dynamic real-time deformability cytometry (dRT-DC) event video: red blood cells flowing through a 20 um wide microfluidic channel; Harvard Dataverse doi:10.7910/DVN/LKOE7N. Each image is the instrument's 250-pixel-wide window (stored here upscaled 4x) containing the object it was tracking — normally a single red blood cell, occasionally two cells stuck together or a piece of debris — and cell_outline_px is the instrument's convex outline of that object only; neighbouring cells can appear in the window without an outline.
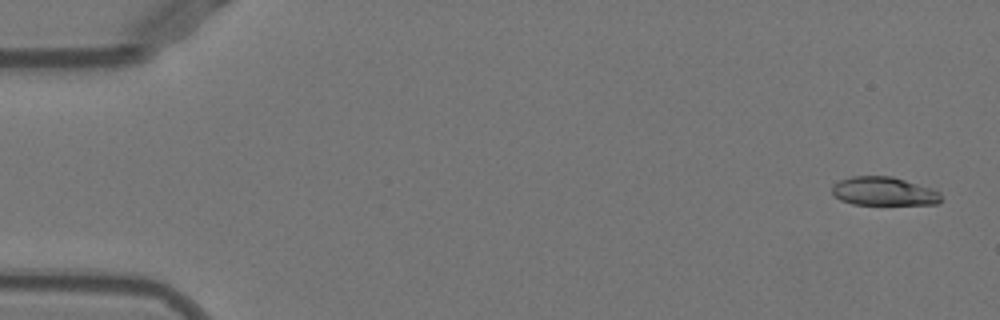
{"species": "Egyptian fruit bat (a non-hibernating species)", "species_latin": "Rousettus aegyptiacus", "temperature_condition": "warm", "stored_images_in_passage": 52, "camera_frame_rate_fps": 3000, "um_per_image_px": 0.085, "animal": {"sex": "female"}, "frame": {"image": 1, "passage_image": 2, "time_ms": 0.333, "image_size_px": [1000, 320], "cell_outline_px": [[940, 200], [936, 204], [852, 204], [840, 200], [832, 192], [832, 184], [840, 180], [852, 176], [892, 176], [932, 188], [940, 192]], "centroid_in_image_um": [75.1, 16.25], "position_along_channel_um": 9.9, "area_um2": 18.09}}
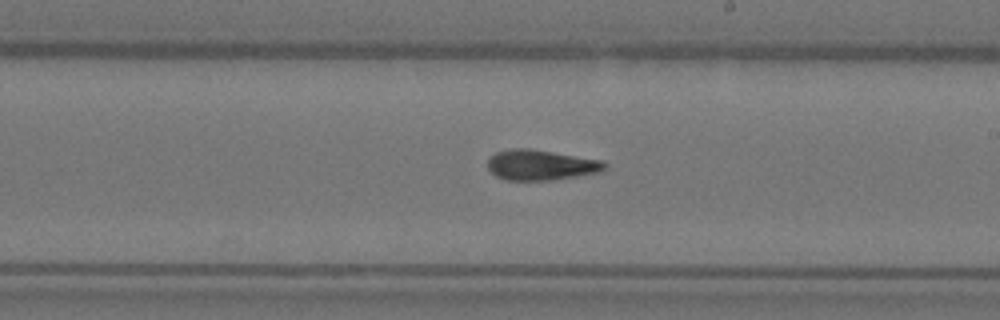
{"frame": {"image": 2, "passage_image": 30, "time_ms": 9.667, "image_size_px": [1000, 320], "cell_outline_px": [[608, 168], [600, 172], [552, 180], [504, 180], [496, 176], [488, 168], [488, 156], [496, 152], [512, 148], [528, 148], [600, 160], [608, 164]], "centroid_in_image_um": [45.95, 14.02], "position_along_channel_um": 243.0, "area_um2": 20.69}}
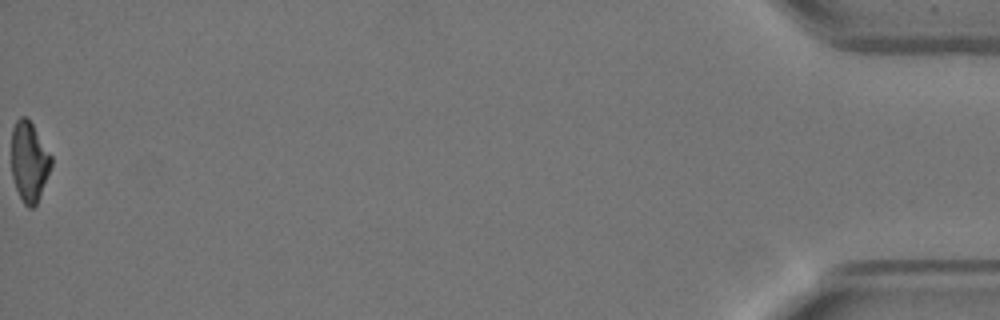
{"frame": {"image": 3, "passage_image": 52, "time_ms": 17.0, "image_size_px": [1000, 320], "cell_outline_px": [[52, 164], [36, 204], [32, 208], [28, 208], [24, 204], [16, 188], [12, 176], [12, 128], [16, 120], [20, 116], [24, 116], [32, 124], [52, 156]], "centroid_in_image_um": [2.47, 13.73], "position_along_channel_um": 432.7, "area_um2": 18.26}, "authors_computed_cell_mechanics": {"area_um2": 19.9121, "velocity_mm_per_s": 3.9408, "shape_relaxation_time_tau1_ms": 11.3721, "shape_relaxation_time_tau2_ms": 3.2231, "deformation_change_tau1": 0.3021, "deformation_change_tau2": 0.1168}}